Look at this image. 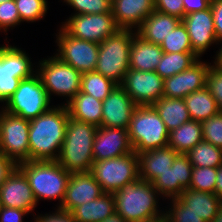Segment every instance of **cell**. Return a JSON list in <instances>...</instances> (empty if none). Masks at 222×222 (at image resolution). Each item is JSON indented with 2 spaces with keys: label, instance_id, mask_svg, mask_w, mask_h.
<instances>
[{
  "label": "cell",
  "instance_id": "obj_1",
  "mask_svg": "<svg viewBox=\"0 0 222 222\" xmlns=\"http://www.w3.org/2000/svg\"><path fill=\"white\" fill-rule=\"evenodd\" d=\"M69 114L64 103L30 120L29 161H57Z\"/></svg>",
  "mask_w": 222,
  "mask_h": 222
},
{
  "label": "cell",
  "instance_id": "obj_2",
  "mask_svg": "<svg viewBox=\"0 0 222 222\" xmlns=\"http://www.w3.org/2000/svg\"><path fill=\"white\" fill-rule=\"evenodd\" d=\"M113 195L115 212L126 222H162L164 219V211H160L158 205L160 195L148 181L139 178Z\"/></svg>",
  "mask_w": 222,
  "mask_h": 222
},
{
  "label": "cell",
  "instance_id": "obj_3",
  "mask_svg": "<svg viewBox=\"0 0 222 222\" xmlns=\"http://www.w3.org/2000/svg\"><path fill=\"white\" fill-rule=\"evenodd\" d=\"M97 126L69 117L57 162L70 173L90 172Z\"/></svg>",
  "mask_w": 222,
  "mask_h": 222
},
{
  "label": "cell",
  "instance_id": "obj_4",
  "mask_svg": "<svg viewBox=\"0 0 222 222\" xmlns=\"http://www.w3.org/2000/svg\"><path fill=\"white\" fill-rule=\"evenodd\" d=\"M18 168L25 174L37 201L57 200L60 207L71 173L66 171L57 161H23Z\"/></svg>",
  "mask_w": 222,
  "mask_h": 222
},
{
  "label": "cell",
  "instance_id": "obj_5",
  "mask_svg": "<svg viewBox=\"0 0 222 222\" xmlns=\"http://www.w3.org/2000/svg\"><path fill=\"white\" fill-rule=\"evenodd\" d=\"M128 136L137 154L168 146L169 131L152 105L137 106L128 126Z\"/></svg>",
  "mask_w": 222,
  "mask_h": 222
},
{
  "label": "cell",
  "instance_id": "obj_6",
  "mask_svg": "<svg viewBox=\"0 0 222 222\" xmlns=\"http://www.w3.org/2000/svg\"><path fill=\"white\" fill-rule=\"evenodd\" d=\"M134 30L120 29L99 43L95 71L121 85L129 71V57Z\"/></svg>",
  "mask_w": 222,
  "mask_h": 222
},
{
  "label": "cell",
  "instance_id": "obj_7",
  "mask_svg": "<svg viewBox=\"0 0 222 222\" xmlns=\"http://www.w3.org/2000/svg\"><path fill=\"white\" fill-rule=\"evenodd\" d=\"M50 97L45 90L40 76L34 73L31 77L22 79L18 88L3 106L6 112L32 120L50 110Z\"/></svg>",
  "mask_w": 222,
  "mask_h": 222
},
{
  "label": "cell",
  "instance_id": "obj_8",
  "mask_svg": "<svg viewBox=\"0 0 222 222\" xmlns=\"http://www.w3.org/2000/svg\"><path fill=\"white\" fill-rule=\"evenodd\" d=\"M90 173L104 193H115L139 179V157L135 151L117 158L94 161Z\"/></svg>",
  "mask_w": 222,
  "mask_h": 222
},
{
  "label": "cell",
  "instance_id": "obj_9",
  "mask_svg": "<svg viewBox=\"0 0 222 222\" xmlns=\"http://www.w3.org/2000/svg\"><path fill=\"white\" fill-rule=\"evenodd\" d=\"M38 66L36 73L50 99L53 94L66 97V105L80 92L82 73L57 56L40 60Z\"/></svg>",
  "mask_w": 222,
  "mask_h": 222
},
{
  "label": "cell",
  "instance_id": "obj_10",
  "mask_svg": "<svg viewBox=\"0 0 222 222\" xmlns=\"http://www.w3.org/2000/svg\"><path fill=\"white\" fill-rule=\"evenodd\" d=\"M30 57L21 48L11 45L0 46V102L6 103L22 79L31 77L33 69Z\"/></svg>",
  "mask_w": 222,
  "mask_h": 222
},
{
  "label": "cell",
  "instance_id": "obj_11",
  "mask_svg": "<svg viewBox=\"0 0 222 222\" xmlns=\"http://www.w3.org/2000/svg\"><path fill=\"white\" fill-rule=\"evenodd\" d=\"M29 128V120L1 111L0 152L17 164L29 161Z\"/></svg>",
  "mask_w": 222,
  "mask_h": 222
},
{
  "label": "cell",
  "instance_id": "obj_12",
  "mask_svg": "<svg viewBox=\"0 0 222 222\" xmlns=\"http://www.w3.org/2000/svg\"><path fill=\"white\" fill-rule=\"evenodd\" d=\"M63 23L61 28L67 34L80 40L91 41L98 44L120 30L112 12L71 15V17Z\"/></svg>",
  "mask_w": 222,
  "mask_h": 222
},
{
  "label": "cell",
  "instance_id": "obj_13",
  "mask_svg": "<svg viewBox=\"0 0 222 222\" xmlns=\"http://www.w3.org/2000/svg\"><path fill=\"white\" fill-rule=\"evenodd\" d=\"M58 31L55 35L58 53L55 56L81 73L95 71L99 44L74 38L61 27Z\"/></svg>",
  "mask_w": 222,
  "mask_h": 222
},
{
  "label": "cell",
  "instance_id": "obj_14",
  "mask_svg": "<svg viewBox=\"0 0 222 222\" xmlns=\"http://www.w3.org/2000/svg\"><path fill=\"white\" fill-rule=\"evenodd\" d=\"M120 86L138 106L153 105L163 97L164 79L155 71L129 69Z\"/></svg>",
  "mask_w": 222,
  "mask_h": 222
},
{
  "label": "cell",
  "instance_id": "obj_15",
  "mask_svg": "<svg viewBox=\"0 0 222 222\" xmlns=\"http://www.w3.org/2000/svg\"><path fill=\"white\" fill-rule=\"evenodd\" d=\"M193 166L187 154L178 153L168 170L152 183L163 200L176 198L188 189L191 182Z\"/></svg>",
  "mask_w": 222,
  "mask_h": 222
},
{
  "label": "cell",
  "instance_id": "obj_16",
  "mask_svg": "<svg viewBox=\"0 0 222 222\" xmlns=\"http://www.w3.org/2000/svg\"><path fill=\"white\" fill-rule=\"evenodd\" d=\"M186 26L194 54L200 58L212 44H219L211 7L203 11L191 12L181 20Z\"/></svg>",
  "mask_w": 222,
  "mask_h": 222
},
{
  "label": "cell",
  "instance_id": "obj_17",
  "mask_svg": "<svg viewBox=\"0 0 222 222\" xmlns=\"http://www.w3.org/2000/svg\"><path fill=\"white\" fill-rule=\"evenodd\" d=\"M200 59L184 71L164 79L163 97L184 99L190 93L205 87L206 74L211 63Z\"/></svg>",
  "mask_w": 222,
  "mask_h": 222
},
{
  "label": "cell",
  "instance_id": "obj_18",
  "mask_svg": "<svg viewBox=\"0 0 222 222\" xmlns=\"http://www.w3.org/2000/svg\"><path fill=\"white\" fill-rule=\"evenodd\" d=\"M137 106L129 94L117 85L102 101L101 127L128 129Z\"/></svg>",
  "mask_w": 222,
  "mask_h": 222
},
{
  "label": "cell",
  "instance_id": "obj_19",
  "mask_svg": "<svg viewBox=\"0 0 222 222\" xmlns=\"http://www.w3.org/2000/svg\"><path fill=\"white\" fill-rule=\"evenodd\" d=\"M2 207L34 212L37 201L25 174L17 167L0 187Z\"/></svg>",
  "mask_w": 222,
  "mask_h": 222
},
{
  "label": "cell",
  "instance_id": "obj_20",
  "mask_svg": "<svg viewBox=\"0 0 222 222\" xmlns=\"http://www.w3.org/2000/svg\"><path fill=\"white\" fill-rule=\"evenodd\" d=\"M132 151L128 129L101 126L97 128L93 144L94 161L117 158Z\"/></svg>",
  "mask_w": 222,
  "mask_h": 222
},
{
  "label": "cell",
  "instance_id": "obj_21",
  "mask_svg": "<svg viewBox=\"0 0 222 222\" xmlns=\"http://www.w3.org/2000/svg\"><path fill=\"white\" fill-rule=\"evenodd\" d=\"M103 190L90 172L71 173L65 198L59 207L71 212L75 207L99 198Z\"/></svg>",
  "mask_w": 222,
  "mask_h": 222
},
{
  "label": "cell",
  "instance_id": "obj_22",
  "mask_svg": "<svg viewBox=\"0 0 222 222\" xmlns=\"http://www.w3.org/2000/svg\"><path fill=\"white\" fill-rule=\"evenodd\" d=\"M111 12L120 29L133 30L155 11V0H112Z\"/></svg>",
  "mask_w": 222,
  "mask_h": 222
},
{
  "label": "cell",
  "instance_id": "obj_23",
  "mask_svg": "<svg viewBox=\"0 0 222 222\" xmlns=\"http://www.w3.org/2000/svg\"><path fill=\"white\" fill-rule=\"evenodd\" d=\"M177 154L169 146L139 153V178L153 183L161 173L172 166Z\"/></svg>",
  "mask_w": 222,
  "mask_h": 222
},
{
  "label": "cell",
  "instance_id": "obj_24",
  "mask_svg": "<svg viewBox=\"0 0 222 222\" xmlns=\"http://www.w3.org/2000/svg\"><path fill=\"white\" fill-rule=\"evenodd\" d=\"M176 199L188 211L193 212L206 222H211L222 204V200L212 192H202L193 189H185Z\"/></svg>",
  "mask_w": 222,
  "mask_h": 222
},
{
  "label": "cell",
  "instance_id": "obj_25",
  "mask_svg": "<svg viewBox=\"0 0 222 222\" xmlns=\"http://www.w3.org/2000/svg\"><path fill=\"white\" fill-rule=\"evenodd\" d=\"M163 53L160 45L144 40L134 31L130 48L129 69L155 71Z\"/></svg>",
  "mask_w": 222,
  "mask_h": 222
},
{
  "label": "cell",
  "instance_id": "obj_26",
  "mask_svg": "<svg viewBox=\"0 0 222 222\" xmlns=\"http://www.w3.org/2000/svg\"><path fill=\"white\" fill-rule=\"evenodd\" d=\"M181 22V19L158 11L151 13L135 32L153 44L161 45L165 37Z\"/></svg>",
  "mask_w": 222,
  "mask_h": 222
},
{
  "label": "cell",
  "instance_id": "obj_27",
  "mask_svg": "<svg viewBox=\"0 0 222 222\" xmlns=\"http://www.w3.org/2000/svg\"><path fill=\"white\" fill-rule=\"evenodd\" d=\"M69 117L75 120L101 126L102 101L81 91L66 105Z\"/></svg>",
  "mask_w": 222,
  "mask_h": 222
},
{
  "label": "cell",
  "instance_id": "obj_28",
  "mask_svg": "<svg viewBox=\"0 0 222 222\" xmlns=\"http://www.w3.org/2000/svg\"><path fill=\"white\" fill-rule=\"evenodd\" d=\"M115 213L113 193H103L99 198L75 207L71 214L77 222H102Z\"/></svg>",
  "mask_w": 222,
  "mask_h": 222
},
{
  "label": "cell",
  "instance_id": "obj_29",
  "mask_svg": "<svg viewBox=\"0 0 222 222\" xmlns=\"http://www.w3.org/2000/svg\"><path fill=\"white\" fill-rule=\"evenodd\" d=\"M152 106L158 112L169 132L190 120L183 98L161 97Z\"/></svg>",
  "mask_w": 222,
  "mask_h": 222
},
{
  "label": "cell",
  "instance_id": "obj_30",
  "mask_svg": "<svg viewBox=\"0 0 222 222\" xmlns=\"http://www.w3.org/2000/svg\"><path fill=\"white\" fill-rule=\"evenodd\" d=\"M203 140L201 122L189 120L169 132L168 146L177 153L186 154Z\"/></svg>",
  "mask_w": 222,
  "mask_h": 222
},
{
  "label": "cell",
  "instance_id": "obj_31",
  "mask_svg": "<svg viewBox=\"0 0 222 222\" xmlns=\"http://www.w3.org/2000/svg\"><path fill=\"white\" fill-rule=\"evenodd\" d=\"M184 101L190 119L197 122L202 123L220 112L217 102L206 87L190 93L184 98Z\"/></svg>",
  "mask_w": 222,
  "mask_h": 222
},
{
  "label": "cell",
  "instance_id": "obj_32",
  "mask_svg": "<svg viewBox=\"0 0 222 222\" xmlns=\"http://www.w3.org/2000/svg\"><path fill=\"white\" fill-rule=\"evenodd\" d=\"M198 59L194 52L163 53L161 61L155 68V72L162 79H166L189 68Z\"/></svg>",
  "mask_w": 222,
  "mask_h": 222
},
{
  "label": "cell",
  "instance_id": "obj_33",
  "mask_svg": "<svg viewBox=\"0 0 222 222\" xmlns=\"http://www.w3.org/2000/svg\"><path fill=\"white\" fill-rule=\"evenodd\" d=\"M192 166L217 168L222 165V149L202 140L186 153Z\"/></svg>",
  "mask_w": 222,
  "mask_h": 222
},
{
  "label": "cell",
  "instance_id": "obj_34",
  "mask_svg": "<svg viewBox=\"0 0 222 222\" xmlns=\"http://www.w3.org/2000/svg\"><path fill=\"white\" fill-rule=\"evenodd\" d=\"M116 86V83L96 71L82 73L80 91L97 100L103 101Z\"/></svg>",
  "mask_w": 222,
  "mask_h": 222
},
{
  "label": "cell",
  "instance_id": "obj_35",
  "mask_svg": "<svg viewBox=\"0 0 222 222\" xmlns=\"http://www.w3.org/2000/svg\"><path fill=\"white\" fill-rule=\"evenodd\" d=\"M160 47L164 53L193 52L187 28L182 21L165 37Z\"/></svg>",
  "mask_w": 222,
  "mask_h": 222
},
{
  "label": "cell",
  "instance_id": "obj_36",
  "mask_svg": "<svg viewBox=\"0 0 222 222\" xmlns=\"http://www.w3.org/2000/svg\"><path fill=\"white\" fill-rule=\"evenodd\" d=\"M21 22H36L44 18L48 10L47 0H14Z\"/></svg>",
  "mask_w": 222,
  "mask_h": 222
},
{
  "label": "cell",
  "instance_id": "obj_37",
  "mask_svg": "<svg viewBox=\"0 0 222 222\" xmlns=\"http://www.w3.org/2000/svg\"><path fill=\"white\" fill-rule=\"evenodd\" d=\"M217 168L193 166L190 189L215 193Z\"/></svg>",
  "mask_w": 222,
  "mask_h": 222
},
{
  "label": "cell",
  "instance_id": "obj_38",
  "mask_svg": "<svg viewBox=\"0 0 222 222\" xmlns=\"http://www.w3.org/2000/svg\"><path fill=\"white\" fill-rule=\"evenodd\" d=\"M71 6L75 14H101L111 12V0H64Z\"/></svg>",
  "mask_w": 222,
  "mask_h": 222
},
{
  "label": "cell",
  "instance_id": "obj_39",
  "mask_svg": "<svg viewBox=\"0 0 222 222\" xmlns=\"http://www.w3.org/2000/svg\"><path fill=\"white\" fill-rule=\"evenodd\" d=\"M203 140L222 149V111L201 123Z\"/></svg>",
  "mask_w": 222,
  "mask_h": 222
},
{
  "label": "cell",
  "instance_id": "obj_40",
  "mask_svg": "<svg viewBox=\"0 0 222 222\" xmlns=\"http://www.w3.org/2000/svg\"><path fill=\"white\" fill-rule=\"evenodd\" d=\"M169 200H172L171 208L168 211L164 210L163 222H206L203 218L188 211L176 198Z\"/></svg>",
  "mask_w": 222,
  "mask_h": 222
},
{
  "label": "cell",
  "instance_id": "obj_41",
  "mask_svg": "<svg viewBox=\"0 0 222 222\" xmlns=\"http://www.w3.org/2000/svg\"><path fill=\"white\" fill-rule=\"evenodd\" d=\"M205 87L217 102L218 108L222 111V69L210 65L206 74Z\"/></svg>",
  "mask_w": 222,
  "mask_h": 222
},
{
  "label": "cell",
  "instance_id": "obj_42",
  "mask_svg": "<svg viewBox=\"0 0 222 222\" xmlns=\"http://www.w3.org/2000/svg\"><path fill=\"white\" fill-rule=\"evenodd\" d=\"M22 23L14 0L0 4V31L7 33L8 29Z\"/></svg>",
  "mask_w": 222,
  "mask_h": 222
},
{
  "label": "cell",
  "instance_id": "obj_43",
  "mask_svg": "<svg viewBox=\"0 0 222 222\" xmlns=\"http://www.w3.org/2000/svg\"><path fill=\"white\" fill-rule=\"evenodd\" d=\"M155 10L175 16L181 20L184 17V6L182 0H155Z\"/></svg>",
  "mask_w": 222,
  "mask_h": 222
},
{
  "label": "cell",
  "instance_id": "obj_44",
  "mask_svg": "<svg viewBox=\"0 0 222 222\" xmlns=\"http://www.w3.org/2000/svg\"><path fill=\"white\" fill-rule=\"evenodd\" d=\"M34 216V222H77L74 217L72 216L71 212L67 210H63L59 207L55 210V212H52V214H40Z\"/></svg>",
  "mask_w": 222,
  "mask_h": 222
},
{
  "label": "cell",
  "instance_id": "obj_45",
  "mask_svg": "<svg viewBox=\"0 0 222 222\" xmlns=\"http://www.w3.org/2000/svg\"><path fill=\"white\" fill-rule=\"evenodd\" d=\"M30 212L18 208L0 207V222H23Z\"/></svg>",
  "mask_w": 222,
  "mask_h": 222
},
{
  "label": "cell",
  "instance_id": "obj_46",
  "mask_svg": "<svg viewBox=\"0 0 222 222\" xmlns=\"http://www.w3.org/2000/svg\"><path fill=\"white\" fill-rule=\"evenodd\" d=\"M215 25L216 38L222 40V0H213L210 4Z\"/></svg>",
  "mask_w": 222,
  "mask_h": 222
},
{
  "label": "cell",
  "instance_id": "obj_47",
  "mask_svg": "<svg viewBox=\"0 0 222 222\" xmlns=\"http://www.w3.org/2000/svg\"><path fill=\"white\" fill-rule=\"evenodd\" d=\"M17 167L18 164L12 158L0 152V187Z\"/></svg>",
  "mask_w": 222,
  "mask_h": 222
},
{
  "label": "cell",
  "instance_id": "obj_48",
  "mask_svg": "<svg viewBox=\"0 0 222 222\" xmlns=\"http://www.w3.org/2000/svg\"><path fill=\"white\" fill-rule=\"evenodd\" d=\"M184 6V15L191 12L206 10L210 7L211 0H182Z\"/></svg>",
  "mask_w": 222,
  "mask_h": 222
},
{
  "label": "cell",
  "instance_id": "obj_49",
  "mask_svg": "<svg viewBox=\"0 0 222 222\" xmlns=\"http://www.w3.org/2000/svg\"><path fill=\"white\" fill-rule=\"evenodd\" d=\"M215 194L222 200V165L217 167Z\"/></svg>",
  "mask_w": 222,
  "mask_h": 222
},
{
  "label": "cell",
  "instance_id": "obj_50",
  "mask_svg": "<svg viewBox=\"0 0 222 222\" xmlns=\"http://www.w3.org/2000/svg\"><path fill=\"white\" fill-rule=\"evenodd\" d=\"M219 45H221L220 49L216 51L215 61L213 62L214 66H217L222 69V40L219 41Z\"/></svg>",
  "mask_w": 222,
  "mask_h": 222
},
{
  "label": "cell",
  "instance_id": "obj_51",
  "mask_svg": "<svg viewBox=\"0 0 222 222\" xmlns=\"http://www.w3.org/2000/svg\"><path fill=\"white\" fill-rule=\"evenodd\" d=\"M102 222H126L120 214L117 212L113 213L111 216L107 217Z\"/></svg>",
  "mask_w": 222,
  "mask_h": 222
},
{
  "label": "cell",
  "instance_id": "obj_52",
  "mask_svg": "<svg viewBox=\"0 0 222 222\" xmlns=\"http://www.w3.org/2000/svg\"><path fill=\"white\" fill-rule=\"evenodd\" d=\"M211 222H222V204L218 208V212Z\"/></svg>",
  "mask_w": 222,
  "mask_h": 222
},
{
  "label": "cell",
  "instance_id": "obj_53",
  "mask_svg": "<svg viewBox=\"0 0 222 222\" xmlns=\"http://www.w3.org/2000/svg\"><path fill=\"white\" fill-rule=\"evenodd\" d=\"M6 1H10V0H0V4Z\"/></svg>",
  "mask_w": 222,
  "mask_h": 222
}]
</instances>
